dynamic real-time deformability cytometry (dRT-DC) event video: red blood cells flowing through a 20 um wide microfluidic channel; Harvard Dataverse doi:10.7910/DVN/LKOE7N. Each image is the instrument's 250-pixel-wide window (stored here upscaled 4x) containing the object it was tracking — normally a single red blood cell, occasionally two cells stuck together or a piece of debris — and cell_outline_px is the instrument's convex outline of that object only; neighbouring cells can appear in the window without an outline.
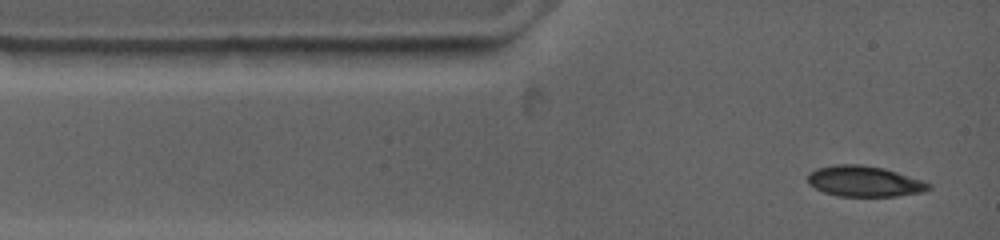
{"species": "common noctule bat (a hibernating species)", "species_latin": "Nyctalus noctula", "temperature_condition": "warm", "stored_images_in_passage": 5, "camera_frame_rate_fps": 4500, "um_per_image_px": 0.085, "animal": {"sex": "female", "body_mass_g": 19.0, "forearm_length_mm": 53.3}, "frame": {"image": 1, "passage_image": 1, "time_ms": 0.0, "image_size_px": [1000, 240], "cell_outline_px": [[932, 188], [920, 192], [896, 196], [836, 196], [824, 192], [816, 188], [808, 180], [808, 176], [812, 172], [820, 168], [836, 164], [860, 164], [884, 168], [920, 180], [928, 184]], "centroid_in_image_um": [73.46, 15.41], "position_along_channel_um": 11.5, "area_um2": 21.1}}
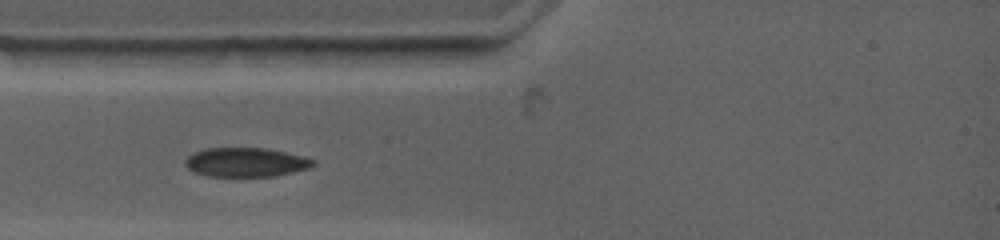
{"frame": {"image": 2, "passage_image": 4, "time_ms": 2.222, "image_size_px": [1000, 240], "cell_outline_px": [[316, 164], [308, 168], [276, 176], [208, 176], [192, 172], [184, 164], [184, 160], [192, 152], [204, 148], [268, 148], [304, 156], [316, 160]], "centroid_in_image_um": [20.88, 13.78], "position_along_channel_um": 64.1, "area_um2": 21.96}}
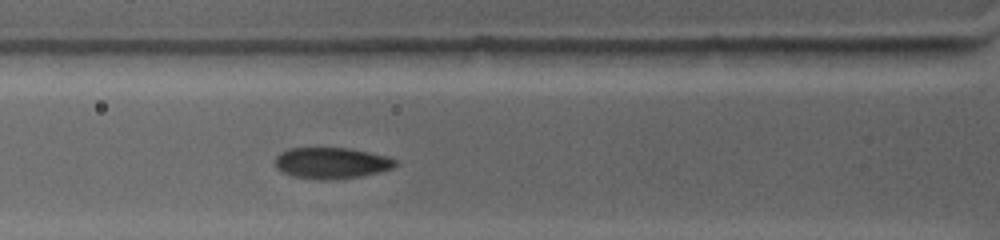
{"frame": {"image": 3, "passage_image": 5, "time_ms": 3.111, "image_size_px": [1000, 240], "cell_outline_px": [[396, 164], [392, 168], [380, 172], [364, 176], [332, 180], [320, 180], [292, 176], [276, 168], [276, 156], [280, 152], [288, 148], [348, 148], [388, 156], [396, 160]], "centroid_in_image_um": [28.18, 13.86], "position_along_channel_um": 97.6, "area_um2": 21.96}}